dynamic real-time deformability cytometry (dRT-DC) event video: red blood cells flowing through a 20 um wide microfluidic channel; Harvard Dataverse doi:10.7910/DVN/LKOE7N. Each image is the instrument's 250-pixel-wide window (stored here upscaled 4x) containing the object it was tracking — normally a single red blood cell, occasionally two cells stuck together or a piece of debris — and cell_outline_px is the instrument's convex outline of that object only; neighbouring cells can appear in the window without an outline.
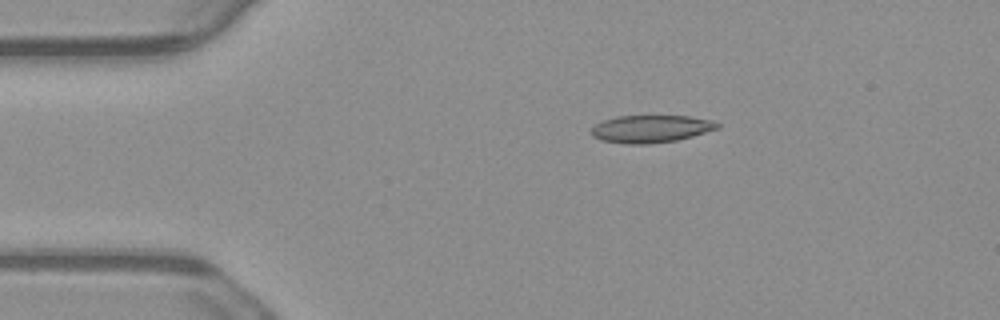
{"species": "common noctule bat (a hibernating species)", "species_latin": "Nyctalus noctula", "temperature_condition": "warm", "stored_images_in_passage": 7, "camera_frame_rate_fps": 3000, "um_per_image_px": 0.085, "animal": {"sex": "male", "body_mass_g": 23.1, "forearm_length_mm": 52.7}, "frame": {"image": 1, "passage_image": 3, "time_ms": 0.667, "image_size_px": [1000, 320], "cell_outline_px": [[720, 128], [692, 136], [676, 140], [648, 144], [624, 144], [600, 140], [592, 136], [592, 128], [596, 124], [604, 120], [616, 116], [688, 116], [712, 120], [720, 124]], "centroid_in_image_um": [55.32, 10.95], "position_along_channel_um": 29.7, "area_um2": 20.17}}
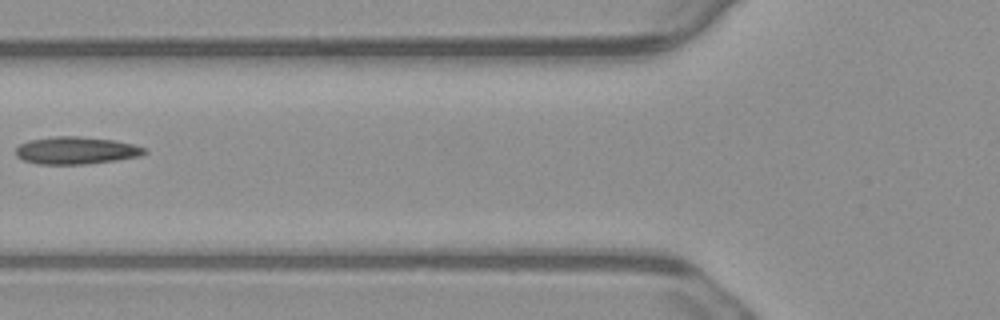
{"frame": {"image": 2, "passage_image": 6, "time_ms": 1.667, "image_size_px": [1000, 320], "cell_outline_px": [[148, 152], [140, 156], [116, 160], [84, 164], [36, 164], [24, 160], [16, 156], [16, 148], [20, 144], [28, 140], [56, 136], [80, 136], [112, 140], [132, 144], [148, 148]], "centroid_in_image_um": [6.47, 12.79], "position_along_channel_um": 119.3, "area_um2": 20.58}}
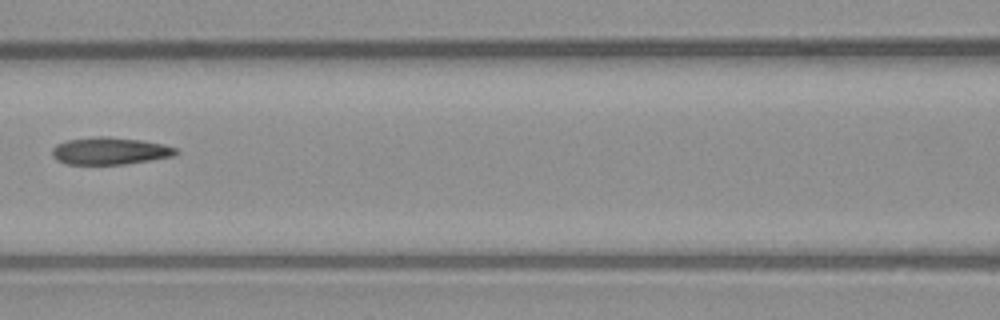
{"frame": {"image": 3, "passage_image": 7, "time_ms": 2.0, "image_size_px": [1000, 320], "cell_outline_px": [[180, 152], [172, 156], [124, 164], [64, 164], [56, 160], [52, 156], [52, 148], [56, 144], [68, 140], [96, 136], [108, 136], [140, 140], [164, 144], [176, 148]], "centroid_in_image_um": [9.31, 12.82], "position_along_channel_um": 157.3, "area_um2": 19.65}}